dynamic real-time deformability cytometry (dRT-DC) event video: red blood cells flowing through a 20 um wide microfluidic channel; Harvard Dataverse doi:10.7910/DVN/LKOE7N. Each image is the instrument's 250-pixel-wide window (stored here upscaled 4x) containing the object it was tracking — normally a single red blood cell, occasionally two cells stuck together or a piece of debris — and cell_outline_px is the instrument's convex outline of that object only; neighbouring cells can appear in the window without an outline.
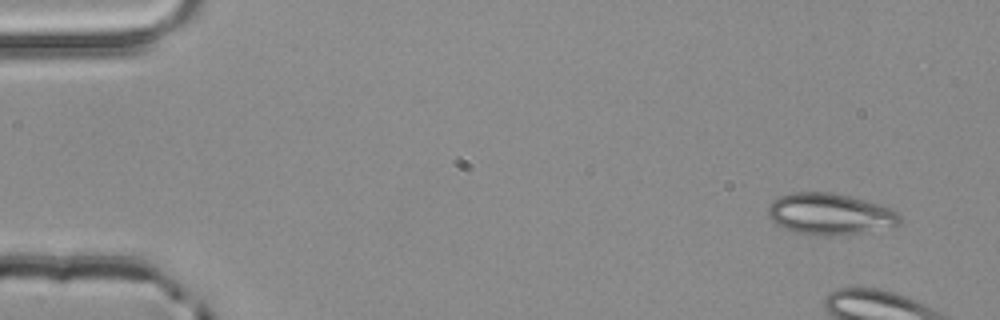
{"species": "common noctule bat (a hibernating species)", "species_latin": "Nyctalus noctula", "temperature_condition": "room temperature", "stored_images_in_passage": 5, "camera_frame_rate_fps": 3000, "um_per_image_px": 0.085, "animal": {"sex": "male", "body_mass_g": 20.4}, "frame": {"image": 1, "passage_image": 1, "time_ms": 0.0, "image_size_px": [1000, 320], "cell_outline_px": [[900, 224], [864, 232], [840, 236], [812, 236], [792, 232], [776, 224], [768, 216], [768, 204], [772, 200], [780, 196], [792, 192], [832, 192], [852, 196], [880, 204], [892, 208], [900, 216]], "centroid_in_image_um": [70.51, 18.2], "position_along_channel_um": 14.5, "area_um2": 32.31}}
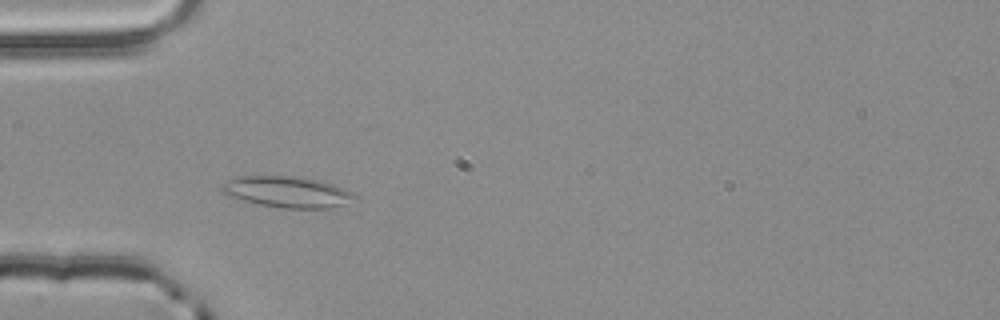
{"frame": {"image": 2, "passage_image": 4, "time_ms": 1.0, "image_size_px": [1000, 320], "cell_outline_px": [[356, 196], [340, 204], [328, 208], [284, 208], [260, 204], [244, 200], [220, 192], [220, 184], [236, 176], [288, 176], [320, 180], [344, 188], [352, 192]], "centroid_in_image_um": [24.33, 16.29], "position_along_channel_um": 60.7, "area_um2": 23.58}}